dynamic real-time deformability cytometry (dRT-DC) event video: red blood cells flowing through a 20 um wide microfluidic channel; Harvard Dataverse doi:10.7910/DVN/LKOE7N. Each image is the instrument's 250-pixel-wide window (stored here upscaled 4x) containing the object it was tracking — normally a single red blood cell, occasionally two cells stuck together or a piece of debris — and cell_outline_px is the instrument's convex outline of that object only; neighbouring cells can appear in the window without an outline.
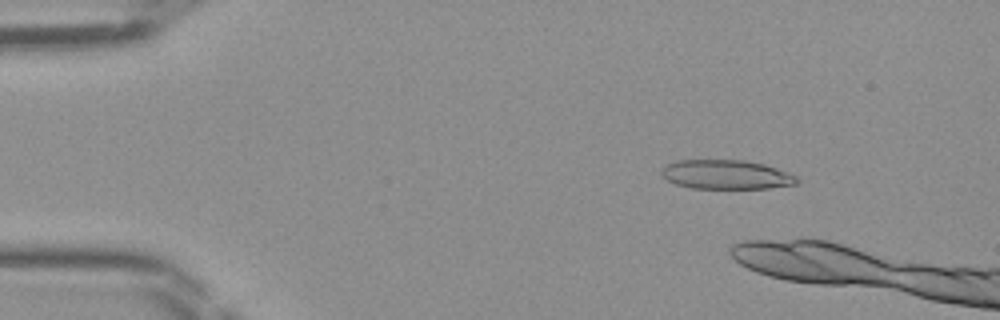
{"species": "Egyptian fruit bat (a non-hibernating species)", "species_latin": "Rousettus aegyptiacus", "temperature_condition": "room temperature", "stored_images_in_passage": 12, "camera_frame_rate_fps": 3000, "um_per_image_px": 0.085, "frame": {"image": 1, "passage_image": 7, "time_ms": 2.0, "image_size_px": [1000, 320], "cell_outline_px": [[800, 180], [796, 184], [768, 188], [692, 188], [676, 184], [668, 180], [660, 172], [668, 164], [680, 160], [744, 160], [764, 164], [788, 172], [796, 176]], "centroid_in_image_um": [61.77, 14.84], "position_along_channel_um": 23.2, "area_um2": 22.83}}